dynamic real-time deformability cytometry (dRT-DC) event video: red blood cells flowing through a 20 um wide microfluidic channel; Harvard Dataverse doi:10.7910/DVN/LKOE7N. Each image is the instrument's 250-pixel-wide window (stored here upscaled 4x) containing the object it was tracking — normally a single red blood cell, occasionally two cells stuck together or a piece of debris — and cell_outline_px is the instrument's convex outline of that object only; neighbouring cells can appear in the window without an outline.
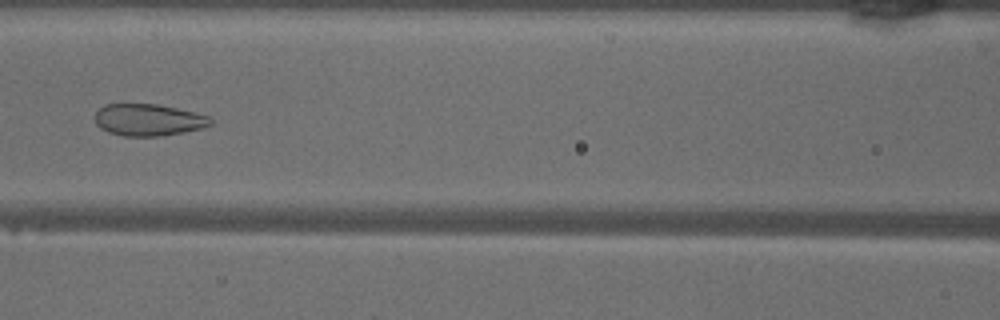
{"species": "common noctule bat (a hibernating species)", "species_latin": "Nyctalus noctula", "temperature_condition": "warm", "stored_images_in_passage": 49, "camera_frame_rate_fps": 3000, "um_per_image_px": 0.085, "animal": {"sex": "male", "body_mass_g": 18.8}, "frame": {"image": 1, "passage_image": 21, "time_ms": 6.667, "image_size_px": [1000, 320], "cell_outline_px": [[212, 124], [204, 128], [164, 136], [124, 136], [108, 132], [100, 128], [96, 124], [96, 112], [104, 104], [156, 104], [196, 112], [208, 116], [212, 120]], "centroid_in_image_um": [12.63, 10.2], "position_along_channel_um": 154.0, "area_um2": 21.56}}
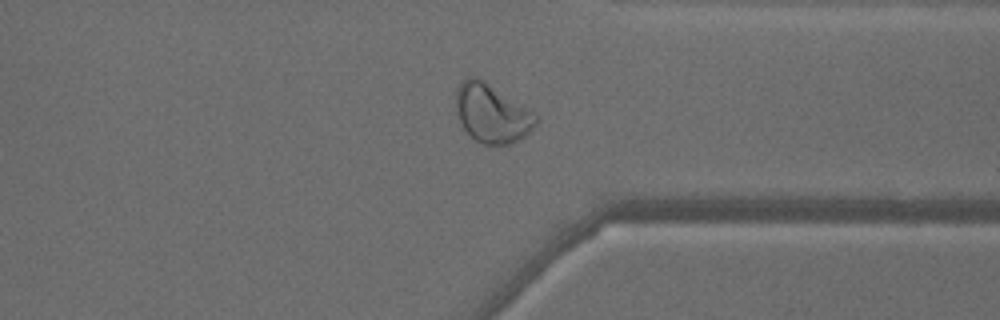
{"frame": {"image": 2, "passage_image": 37, "time_ms": 12.0, "image_size_px": [1000, 320], "cell_outline_px": [[536, 124], [532, 132], [512, 144], [484, 144], [476, 140], [460, 124], [456, 116], [456, 88], [468, 76], [480, 76], [532, 112], [536, 116]], "centroid_in_image_um": [41.78, 9.62], "position_along_channel_um": 369.6, "area_um2": 27.4}}
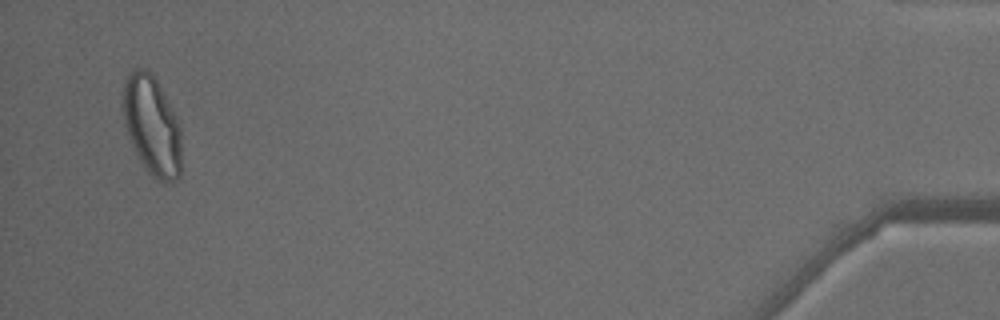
{"frame": {"image": 3, "passage_image": 47, "time_ms": 15.333, "image_size_px": [1000, 320], "cell_outline_px": [[180, 176], [176, 180], [156, 180], [148, 172], [136, 156], [124, 120], [124, 80], [136, 68], [148, 68], [152, 72], [176, 116], [180, 124]], "centroid_in_image_um": [12.92, 10.67], "position_along_channel_um": 422.3, "area_um2": 33.41}, "authors_computed_cell_mechanics": {"area_um2": 28.7266, "velocity_mm_per_s": 4.1119, "shape_relaxation_time_tau1_ms": null, "shape_relaxation_time_tau2_ms": 0.7753, "deformation_change_tau1": null, "deformation_change_tau2": 0.0673}}